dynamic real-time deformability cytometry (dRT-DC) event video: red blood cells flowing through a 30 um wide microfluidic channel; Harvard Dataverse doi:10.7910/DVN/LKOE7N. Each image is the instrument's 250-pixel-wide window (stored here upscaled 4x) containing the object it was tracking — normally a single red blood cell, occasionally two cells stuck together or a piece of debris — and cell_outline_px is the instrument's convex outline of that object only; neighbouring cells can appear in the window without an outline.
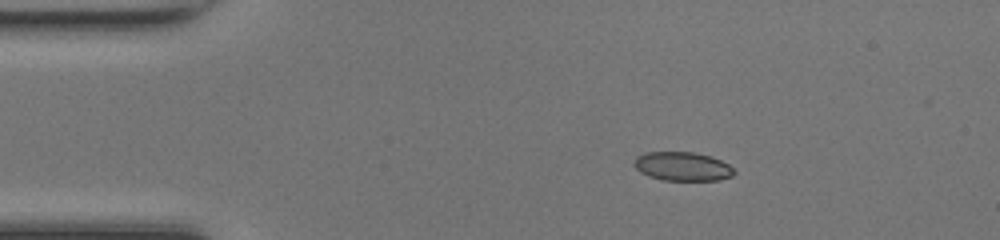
{"species": "common noctule bat (a hibernating species)", "species_latin": "Nyctalus noctula", "temperature_condition": "room temperature", "stored_images_in_passage": 41, "camera_frame_rate_fps": 3000, "um_per_image_px": 0.085, "animal": {"sex": "female", "body_mass_g": 17.0, "forearm_length_mm": 48.0}, "frame": {"image": 1, "passage_image": 1, "time_ms": 0.0, "image_size_px": [1000, 240], "cell_outline_px": [[736, 172], [732, 176], [720, 180], [664, 180], [648, 176], [640, 172], [632, 164], [636, 156], [644, 152], [692, 152], [712, 156], [728, 164]], "centroid_in_image_um": [57.99, 14.14], "position_along_channel_um": 27.0, "area_um2": 16.94}}
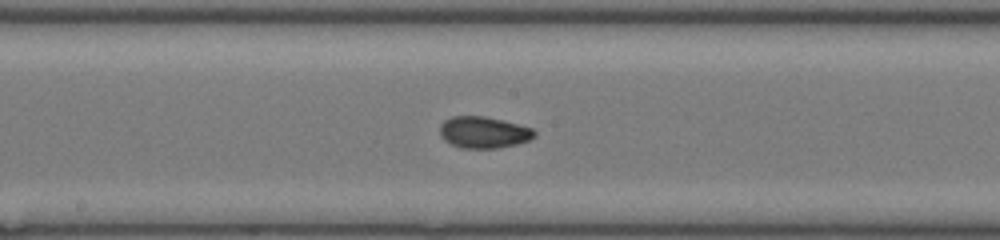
{"frame": {"image": 2, "passage_image": 18, "time_ms": 5.667, "image_size_px": [1000, 240], "cell_outline_px": [[536, 136], [528, 140], [516, 144], [500, 148], [460, 148], [444, 140], [440, 136], [440, 124], [444, 120], [452, 116], [484, 116], [532, 128], [536, 132]], "centroid_in_image_um": [41.08, 11.25], "position_along_channel_um": 207.1, "area_um2": 17.34}}
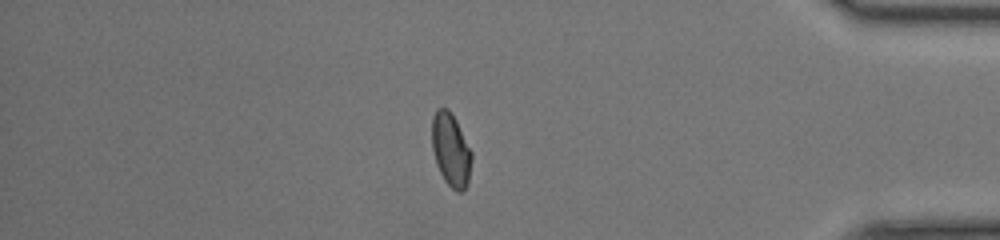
{"frame": {"image": 3, "passage_image": 34, "time_ms": 11.0, "image_size_px": [1000, 240], "cell_outline_px": [[472, 160], [468, 184], [464, 192], [456, 192], [444, 180], [436, 164], [432, 148], [432, 116], [436, 108], [448, 108], [456, 120], [472, 152]], "centroid_in_image_um": [38.33, 12.75], "position_along_channel_um": 396.9, "area_um2": 17.17}, "authors_computed_cell_mechanics": {"area_um2": 16.9354, "velocity_mm_per_s": 4.2647, "shape_relaxation_time_tau1_ms": 10.5989, "shape_relaxation_time_tau2_ms": 1.3806, "deformation_change_tau1": 0.21, "deformation_change_tau2": 0.0431}}